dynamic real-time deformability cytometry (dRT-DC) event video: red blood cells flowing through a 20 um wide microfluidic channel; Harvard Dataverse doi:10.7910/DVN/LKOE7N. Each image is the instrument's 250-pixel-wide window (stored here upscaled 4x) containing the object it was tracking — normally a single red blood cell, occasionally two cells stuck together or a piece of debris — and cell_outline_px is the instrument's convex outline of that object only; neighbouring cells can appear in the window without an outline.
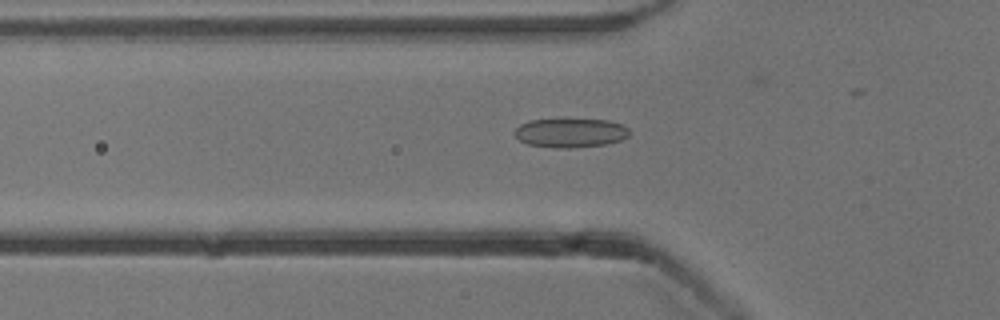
{"species": "common noctule bat (a hibernating species)", "species_latin": "Nyctalus noctula", "temperature_condition": "cold", "stored_images_in_passage": 33, "camera_frame_rate_fps": 3000, "um_per_image_px": 0.085, "animal": {"sex": "male", "body_mass_g": 13.3}, "frame": {"image": 1, "passage_image": 9, "time_ms": 2.667, "image_size_px": [1000, 320], "cell_outline_px": [[632, 132], [628, 136], [620, 140], [608, 144], [572, 148], [560, 148], [528, 144], [520, 140], [512, 132], [520, 124], [528, 120], [608, 120], [624, 124]], "centroid_in_image_um": [48.52, 11.29], "position_along_channel_um": 77.3, "area_um2": 19.48}}
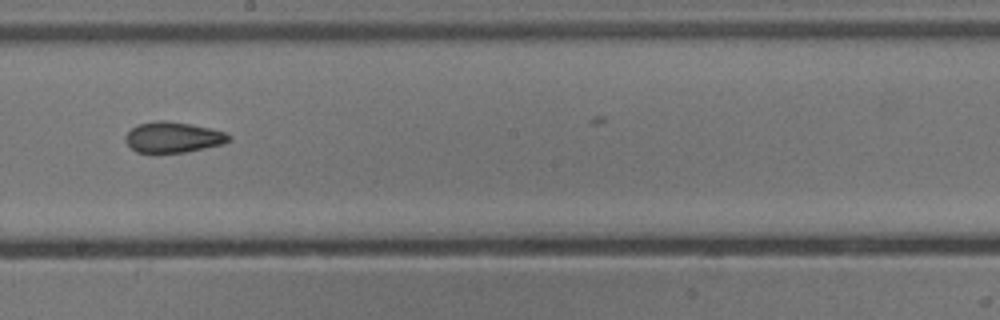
{"frame": {"image": 2, "passage_image": 21, "time_ms": 6.667, "image_size_px": [1000, 320], "cell_outline_px": [[232, 140], [224, 144], [184, 152], [156, 156], [136, 152], [124, 140], [124, 136], [136, 124], [156, 120], [164, 120], [188, 124], [208, 128], [224, 132], [232, 136]], "centroid_in_image_um": [14.66, 11.71], "position_along_channel_um": 233.5, "area_um2": 19.07}}
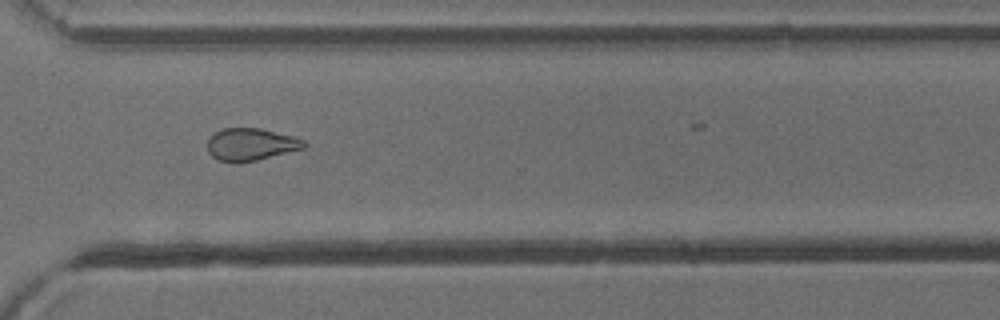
{"frame": {"image": 3, "passage_image": 30, "time_ms": 9.667, "image_size_px": [1000, 320], "cell_outline_px": [[308, 144], [304, 148], [256, 160], [236, 164], [220, 160], [212, 156], [208, 152], [208, 136], [224, 128], [260, 128], [296, 136], [304, 140]], "centroid_in_image_um": [21.33, 12.27], "position_along_channel_um": 349.3, "area_um2": 18.38}}